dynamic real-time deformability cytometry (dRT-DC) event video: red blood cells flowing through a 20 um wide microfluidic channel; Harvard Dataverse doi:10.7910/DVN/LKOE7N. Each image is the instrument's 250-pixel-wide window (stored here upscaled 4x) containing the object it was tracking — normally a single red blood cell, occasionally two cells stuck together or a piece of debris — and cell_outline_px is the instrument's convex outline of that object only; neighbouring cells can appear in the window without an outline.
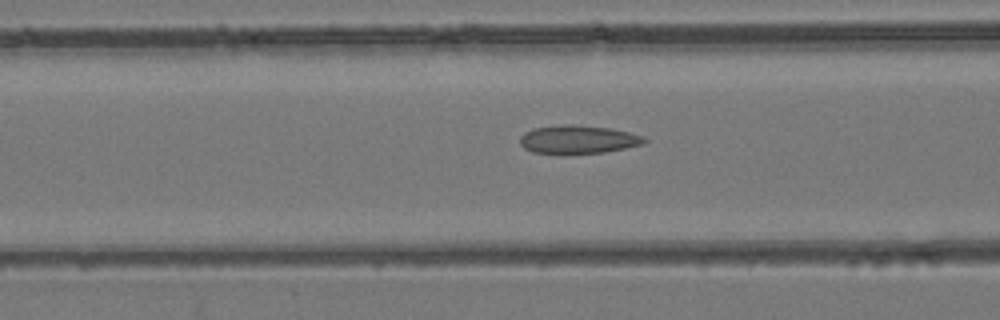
{"species": "common noctule bat (a hibernating species)", "species_latin": "Nyctalus noctula", "temperature_condition": "room temperature", "stored_images_in_passage": 38, "camera_frame_rate_fps": 3000, "um_per_image_px": 0.085, "animal": {"sex": "female", "body_mass_g": 24.6, "forearm_length_mm": 56.2}, "frame": {"image": 1, "passage_image": 14, "time_ms": 4.333, "image_size_px": [1000, 320], "cell_outline_px": [[648, 140], [644, 144], [604, 152], [532, 152], [524, 148], [520, 144], [520, 136], [524, 132], [532, 128], [564, 124], [572, 124], [612, 128], [644, 136]], "centroid_in_image_um": [49.15, 11.82], "position_along_channel_um": 117.5, "area_um2": 20.23}}
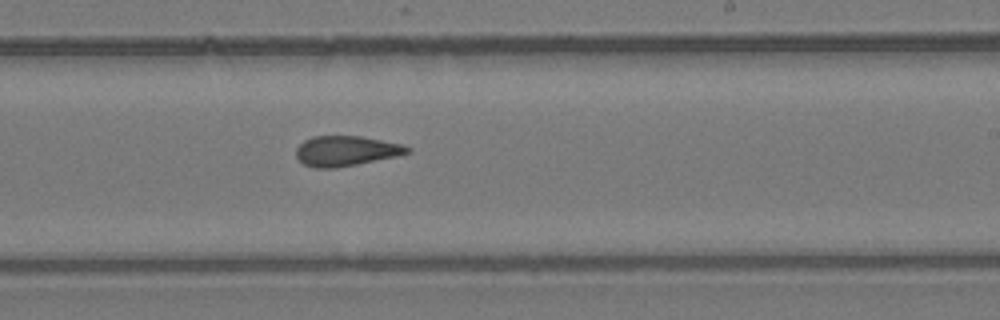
{"frame": {"image": 2, "passage_image": 24, "time_ms": 7.667, "image_size_px": [1000, 320], "cell_outline_px": [[412, 152], [396, 156], [336, 168], [316, 168], [304, 164], [296, 156], [296, 148], [304, 140], [312, 136], [360, 136], [404, 144], [412, 148]], "centroid_in_image_um": [29.43, 12.82], "position_along_channel_um": 259.6, "area_um2": 19.54}}
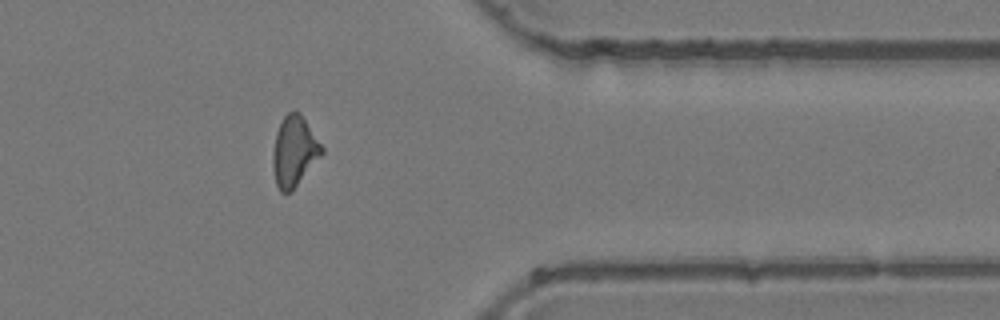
{"frame": {"image": 3, "passage_image": 34, "time_ms": 11.0, "image_size_px": [1000, 320], "cell_outline_px": [[324, 152], [292, 192], [280, 192], [276, 184], [272, 168], [272, 156], [276, 132], [284, 116], [288, 112], [296, 108], [300, 112], [324, 148]], "centroid_in_image_um": [25.0, 12.86], "position_along_channel_um": 386.4, "area_um2": 20.23}}